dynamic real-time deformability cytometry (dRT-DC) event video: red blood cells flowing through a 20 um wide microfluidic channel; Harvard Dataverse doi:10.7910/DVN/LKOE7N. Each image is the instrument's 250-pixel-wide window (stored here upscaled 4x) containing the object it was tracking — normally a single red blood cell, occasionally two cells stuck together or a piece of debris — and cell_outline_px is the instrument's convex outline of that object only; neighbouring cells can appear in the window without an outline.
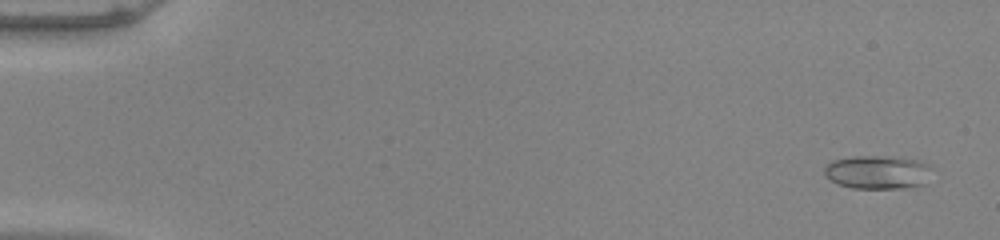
{"species": "common noctule bat (a hibernating species)", "species_latin": "Nyctalus noctula", "temperature_condition": "warm", "stored_images_in_passage": 52, "camera_frame_rate_fps": 3000, "um_per_image_px": 0.085, "animal": {"sex": "male", "body_mass_g": 20.0, "forearm_length_mm": 53.3}, "frame": {"image": 1, "passage_image": 2, "time_ms": 0.333, "image_size_px": [1000, 240], "cell_outline_px": [[932, 168], [928, 184], [904, 188], [852, 188], [836, 184], [824, 176], [824, 168], [832, 160], [852, 156], [880, 156], [920, 160], [928, 164]], "centroid_in_image_um": [74.62, 14.64], "position_along_channel_um": 10.4, "area_um2": 21.39}}
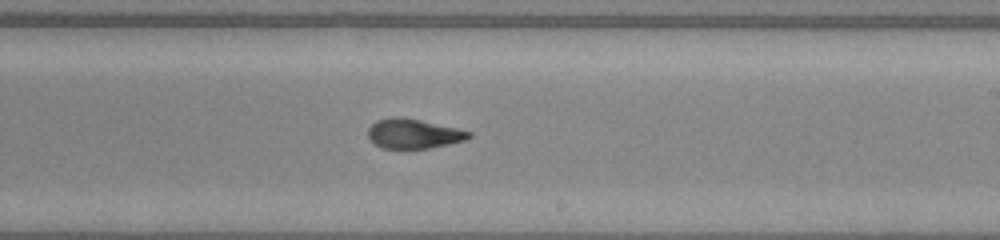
{"frame": {"image": 2, "passage_image": 32, "time_ms": 10.333, "image_size_px": [1000, 240], "cell_outline_px": [[472, 136], [464, 140], [448, 144], [428, 148], [384, 148], [376, 144], [368, 136], [368, 128], [376, 120], [392, 116], [400, 116], [420, 120], [456, 128], [472, 132]], "centroid_in_image_um": [35.13, 11.34], "position_along_channel_um": 253.9, "area_um2": 17.22}}
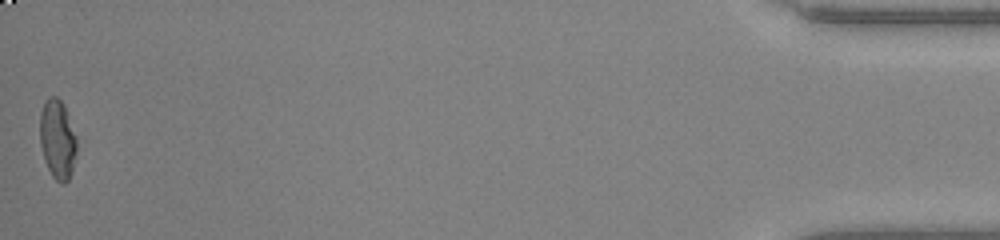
{"frame": {"image": 3, "passage_image": 52, "time_ms": 17.0, "image_size_px": [1000, 240], "cell_outline_px": [[76, 152], [72, 172], [68, 180], [64, 184], [60, 184], [52, 176], [44, 160], [40, 144], [40, 112], [48, 96], [56, 96], [64, 104], [76, 136]], "centroid_in_image_um": [4.88, 11.85], "position_along_channel_um": 430.3, "area_um2": 17.11}, "authors_computed_cell_mechanics": {"area_um2": 18.3226, "velocity_mm_per_s": 3.9989, "shape_relaxation_time_tau1_ms": 5.047, "shape_relaxation_time_tau2_ms": 1.6262, "deformation_change_tau1": 0.2015, "deformation_change_tau2": 0.0857}}